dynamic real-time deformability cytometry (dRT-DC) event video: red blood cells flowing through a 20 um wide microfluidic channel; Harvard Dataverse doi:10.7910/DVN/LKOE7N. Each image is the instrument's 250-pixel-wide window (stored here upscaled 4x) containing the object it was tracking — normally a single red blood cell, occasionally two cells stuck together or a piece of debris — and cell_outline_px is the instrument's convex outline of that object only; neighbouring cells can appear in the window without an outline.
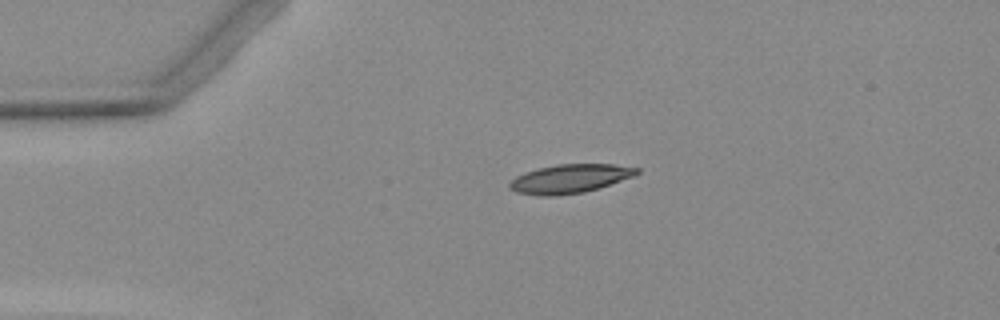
{"species": "Egyptian fruit bat (a non-hibernating species)", "species_latin": "Rousettus aegyptiacus", "temperature_condition": "warm", "stored_images_in_passage": 2, "camera_frame_rate_fps": 3000, "um_per_image_px": 0.085, "animal": {"sex": "female"}, "frame": {"image": 1, "passage_image": 1, "time_ms": 0.0, "image_size_px": [1000, 320], "cell_outline_px": [[640, 172], [636, 176], [584, 192], [552, 196], [540, 196], [516, 192], [508, 188], [508, 184], [516, 176], [524, 172], [556, 164], [612, 164], [640, 168]], "centroid_in_image_um": [48.44, 15.19], "position_along_channel_um": 36.6, "area_um2": 21.39}}